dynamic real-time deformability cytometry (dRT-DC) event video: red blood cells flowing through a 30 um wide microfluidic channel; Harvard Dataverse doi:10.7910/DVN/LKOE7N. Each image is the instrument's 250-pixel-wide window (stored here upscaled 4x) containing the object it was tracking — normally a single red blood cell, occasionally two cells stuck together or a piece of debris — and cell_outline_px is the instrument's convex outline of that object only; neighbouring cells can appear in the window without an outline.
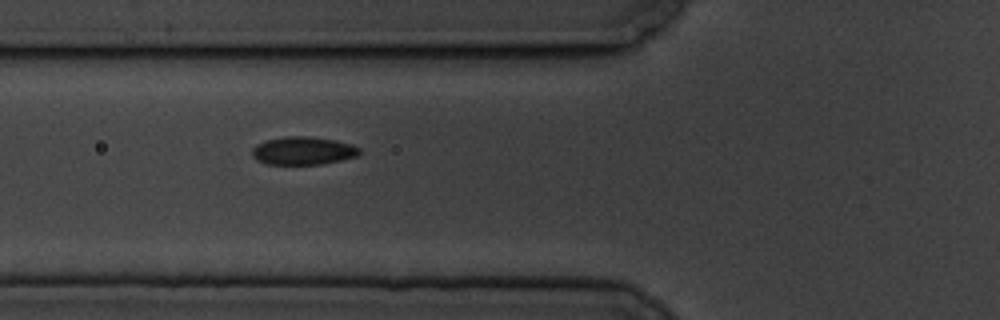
{"species": "common noctule bat (a hibernating species)", "species_latin": "Nyctalus noctula", "temperature_condition": "cold", "stored_images_in_passage": 2, "camera_frame_rate_fps": 3000, "um_per_image_px": 0.085, "animal": {"sex": "male", "body_mass_g": 19.5, "forearm_length_mm": 54.6}, "frame": {"image": 1, "passage_image": 2, "time_ms": 1.0, "image_size_px": [1000, 320], "cell_outline_px": [[360, 152], [356, 156], [324, 164], [268, 164], [256, 160], [252, 156], [252, 148], [256, 144], [264, 140], [284, 136], [304, 136], [336, 140], [352, 144], [360, 148]], "centroid_in_image_um": [25.73, 12.81], "position_along_channel_um": 100.1, "area_um2": 17.63}}